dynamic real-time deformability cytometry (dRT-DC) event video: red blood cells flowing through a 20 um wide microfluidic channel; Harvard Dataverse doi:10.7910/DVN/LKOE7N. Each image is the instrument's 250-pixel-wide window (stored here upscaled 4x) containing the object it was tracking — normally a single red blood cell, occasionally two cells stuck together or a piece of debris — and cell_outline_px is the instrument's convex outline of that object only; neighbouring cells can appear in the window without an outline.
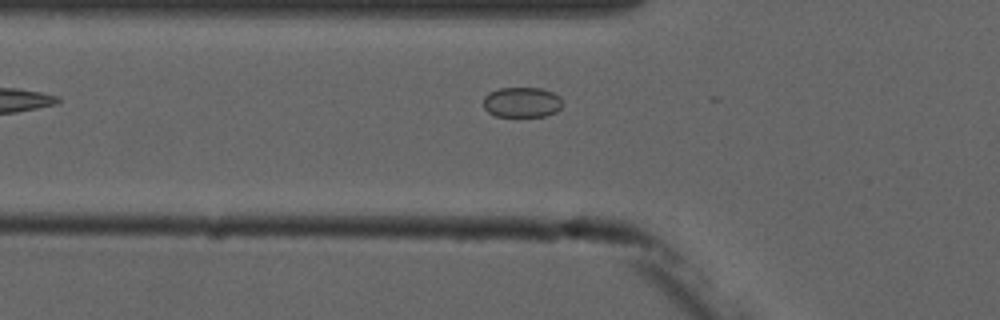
{"species": "common noctule bat (a hibernating species)", "species_latin": "Nyctalus noctula", "temperature_condition": "cold", "stored_images_in_passage": 6, "camera_frame_rate_fps": 3000, "um_per_image_px": 0.085, "animal": {"sex": "male", "forearm_length_mm": 52.5}, "frame": {"image": 1, "passage_image": 6, "time_ms": 5.667, "image_size_px": [1000, 320], "cell_outline_px": [[564, 104], [556, 112], [544, 116], [496, 116], [488, 112], [484, 108], [484, 96], [488, 92], [500, 88], [540, 88], [552, 92], [560, 96]], "centroid_in_image_um": [44.37, 8.69], "position_along_channel_um": 81.4, "area_um2": 14.05}}